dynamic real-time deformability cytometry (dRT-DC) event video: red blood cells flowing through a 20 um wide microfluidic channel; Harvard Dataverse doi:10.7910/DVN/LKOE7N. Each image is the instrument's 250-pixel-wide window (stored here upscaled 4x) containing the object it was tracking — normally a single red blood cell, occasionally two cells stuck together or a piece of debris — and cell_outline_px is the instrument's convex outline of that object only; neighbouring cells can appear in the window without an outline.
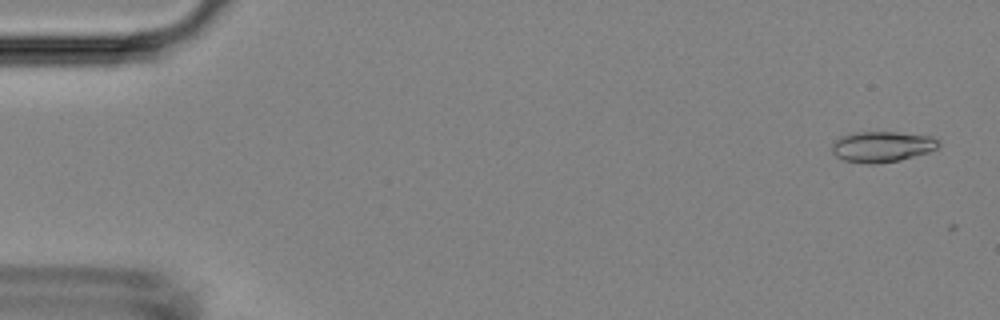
{"species": "Egyptian fruit bat (a non-hibernating species)", "species_latin": "Rousettus aegyptiacus", "temperature_condition": "room temperature", "stored_images_in_passage": 5, "camera_frame_rate_fps": 3000, "um_per_image_px": 0.085, "animal": {"sex": "female"}, "frame": {"image": 1, "passage_image": 1, "time_ms": 0.0, "image_size_px": [1000, 320], "cell_outline_px": [[940, 144], [936, 148], [928, 152], [900, 160], [876, 164], [864, 164], [844, 160], [836, 156], [832, 152], [832, 144], [840, 136], [856, 132], [896, 132], [932, 136], [940, 140]], "centroid_in_image_um": [74.97, 12.47], "position_along_channel_um": 10.0, "area_um2": 19.19}}
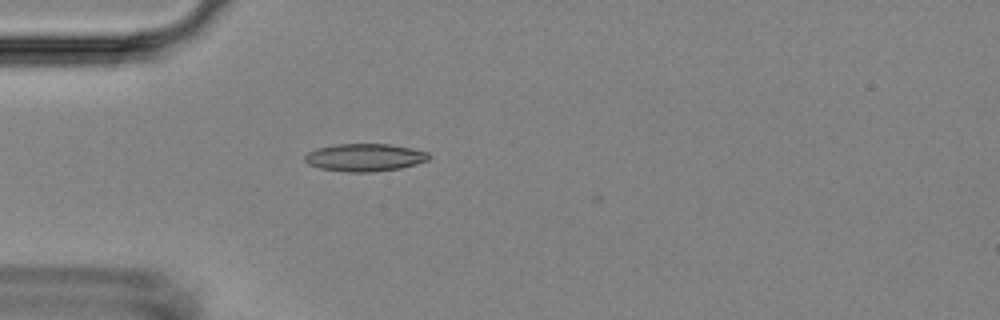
{"frame": {"image": 2, "passage_image": 4, "time_ms": 1.0, "image_size_px": [1000, 320], "cell_outline_px": [[432, 156], [428, 160], [416, 164], [400, 168], [372, 172], [348, 172], [320, 168], [308, 164], [304, 160], [304, 156], [308, 152], [316, 148], [336, 144], [392, 144], [412, 148], [428, 152]], "centroid_in_image_um": [31.02, 13.38], "position_along_channel_um": 54.0, "area_um2": 20.11}}